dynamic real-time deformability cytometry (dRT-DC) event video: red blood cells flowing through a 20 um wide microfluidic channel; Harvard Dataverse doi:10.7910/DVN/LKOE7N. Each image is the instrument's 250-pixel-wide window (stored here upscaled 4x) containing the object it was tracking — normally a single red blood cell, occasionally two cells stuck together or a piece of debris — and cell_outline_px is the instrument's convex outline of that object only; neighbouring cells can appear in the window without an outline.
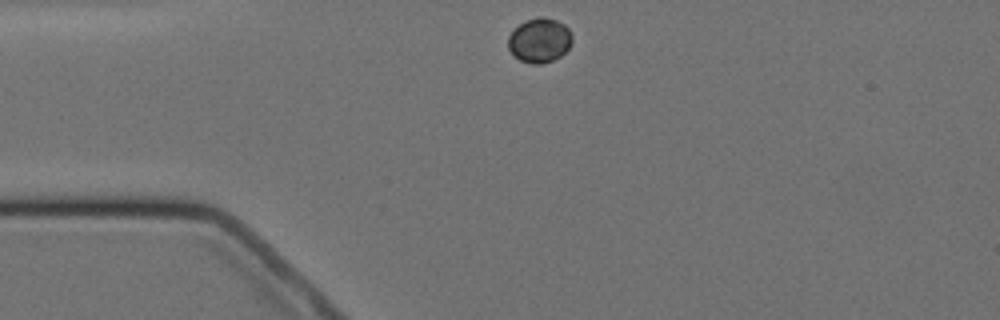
{"species": "Egyptian fruit bat (a non-hibernating species)", "species_latin": "Rousettus aegyptiacus", "temperature_condition": "cold", "stored_images_in_passage": 2, "camera_frame_rate_fps": 3000, "um_per_image_px": 0.085, "animal": {"sex": "female"}, "frame": {"image": 1, "passage_image": 1, "time_ms": 0.0, "image_size_px": [1000, 320], "cell_outline_px": [[572, 40], [568, 48], [560, 56], [552, 60], [540, 64], [532, 64], [520, 60], [508, 48], [508, 36], [524, 20], [540, 16], [556, 20], [564, 24], [568, 28], [572, 36]], "centroid_in_image_um": [45.86, 3.41], "position_along_channel_um": 39.1, "area_um2": 16.42}}